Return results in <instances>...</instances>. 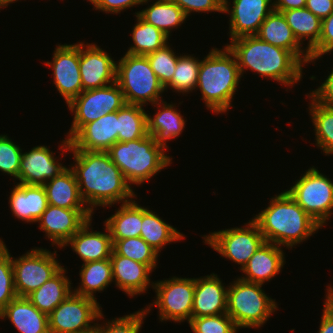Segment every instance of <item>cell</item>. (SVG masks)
Returning <instances> with one entry per match:
<instances>
[{
  "label": "cell",
  "mask_w": 333,
  "mask_h": 333,
  "mask_svg": "<svg viewBox=\"0 0 333 333\" xmlns=\"http://www.w3.org/2000/svg\"><path fill=\"white\" fill-rule=\"evenodd\" d=\"M333 51V12L326 18L322 19L321 35L317 45L309 52V63H315L323 55Z\"/></svg>",
  "instance_id": "f6af8a7d"
},
{
  "label": "cell",
  "mask_w": 333,
  "mask_h": 333,
  "mask_svg": "<svg viewBox=\"0 0 333 333\" xmlns=\"http://www.w3.org/2000/svg\"><path fill=\"white\" fill-rule=\"evenodd\" d=\"M125 103L123 92L116 82L82 91L67 105L74 117L66 138L70 140L85 124L118 111Z\"/></svg>",
  "instance_id": "8fae6325"
},
{
  "label": "cell",
  "mask_w": 333,
  "mask_h": 333,
  "mask_svg": "<svg viewBox=\"0 0 333 333\" xmlns=\"http://www.w3.org/2000/svg\"><path fill=\"white\" fill-rule=\"evenodd\" d=\"M244 224L242 227L214 231L203 236L204 244H208L223 258L240 265V270L265 242L258 225L252 219Z\"/></svg>",
  "instance_id": "4fadbf2b"
},
{
  "label": "cell",
  "mask_w": 333,
  "mask_h": 333,
  "mask_svg": "<svg viewBox=\"0 0 333 333\" xmlns=\"http://www.w3.org/2000/svg\"><path fill=\"white\" fill-rule=\"evenodd\" d=\"M107 153L131 187L148 182L172 163V157L149 134L131 141H117Z\"/></svg>",
  "instance_id": "5b68a950"
},
{
  "label": "cell",
  "mask_w": 333,
  "mask_h": 333,
  "mask_svg": "<svg viewBox=\"0 0 333 333\" xmlns=\"http://www.w3.org/2000/svg\"><path fill=\"white\" fill-rule=\"evenodd\" d=\"M147 315L142 308L132 314L105 321L106 323L103 322V325L97 322L95 331L97 333H140L143 320Z\"/></svg>",
  "instance_id": "b9f144b4"
},
{
  "label": "cell",
  "mask_w": 333,
  "mask_h": 333,
  "mask_svg": "<svg viewBox=\"0 0 333 333\" xmlns=\"http://www.w3.org/2000/svg\"><path fill=\"white\" fill-rule=\"evenodd\" d=\"M156 300L144 309L148 314L154 305L158 309L159 320L180 323L190 322L192 318L195 278L173 276L168 279L154 281Z\"/></svg>",
  "instance_id": "9c48e42d"
},
{
  "label": "cell",
  "mask_w": 333,
  "mask_h": 333,
  "mask_svg": "<svg viewBox=\"0 0 333 333\" xmlns=\"http://www.w3.org/2000/svg\"><path fill=\"white\" fill-rule=\"evenodd\" d=\"M0 238V312L17 296L14 285L12 256Z\"/></svg>",
  "instance_id": "ab89813d"
},
{
  "label": "cell",
  "mask_w": 333,
  "mask_h": 333,
  "mask_svg": "<svg viewBox=\"0 0 333 333\" xmlns=\"http://www.w3.org/2000/svg\"><path fill=\"white\" fill-rule=\"evenodd\" d=\"M22 149L16 145L7 135H0V171L13 176L16 180L19 177Z\"/></svg>",
  "instance_id": "ee69618b"
},
{
  "label": "cell",
  "mask_w": 333,
  "mask_h": 333,
  "mask_svg": "<svg viewBox=\"0 0 333 333\" xmlns=\"http://www.w3.org/2000/svg\"><path fill=\"white\" fill-rule=\"evenodd\" d=\"M79 70L83 91L116 82V61L95 43L79 41Z\"/></svg>",
  "instance_id": "9a60e30c"
},
{
  "label": "cell",
  "mask_w": 333,
  "mask_h": 333,
  "mask_svg": "<svg viewBox=\"0 0 333 333\" xmlns=\"http://www.w3.org/2000/svg\"><path fill=\"white\" fill-rule=\"evenodd\" d=\"M64 139L60 141L59 154L62 157L64 152L73 154L75 164L70 168L76 176L81 198L93 214L97 207H111L136 199L134 190L107 151L70 150V141Z\"/></svg>",
  "instance_id": "6da1fadb"
},
{
  "label": "cell",
  "mask_w": 333,
  "mask_h": 333,
  "mask_svg": "<svg viewBox=\"0 0 333 333\" xmlns=\"http://www.w3.org/2000/svg\"><path fill=\"white\" fill-rule=\"evenodd\" d=\"M305 7L322 20L333 12V0H306Z\"/></svg>",
  "instance_id": "681fc988"
},
{
  "label": "cell",
  "mask_w": 333,
  "mask_h": 333,
  "mask_svg": "<svg viewBox=\"0 0 333 333\" xmlns=\"http://www.w3.org/2000/svg\"><path fill=\"white\" fill-rule=\"evenodd\" d=\"M262 284L238 278L228 285L227 314L241 328H261L269 320L278 305L262 289Z\"/></svg>",
  "instance_id": "8992f818"
},
{
  "label": "cell",
  "mask_w": 333,
  "mask_h": 333,
  "mask_svg": "<svg viewBox=\"0 0 333 333\" xmlns=\"http://www.w3.org/2000/svg\"><path fill=\"white\" fill-rule=\"evenodd\" d=\"M116 83L127 104L143 106L165 100L164 86L150 67L146 56L125 53L116 61Z\"/></svg>",
  "instance_id": "52a82bcc"
},
{
  "label": "cell",
  "mask_w": 333,
  "mask_h": 333,
  "mask_svg": "<svg viewBox=\"0 0 333 333\" xmlns=\"http://www.w3.org/2000/svg\"><path fill=\"white\" fill-rule=\"evenodd\" d=\"M156 212L142 207V224L140 237L143 238L159 255L169 243L179 242L185 235L172 225L166 223Z\"/></svg>",
  "instance_id": "f546056e"
},
{
  "label": "cell",
  "mask_w": 333,
  "mask_h": 333,
  "mask_svg": "<svg viewBox=\"0 0 333 333\" xmlns=\"http://www.w3.org/2000/svg\"><path fill=\"white\" fill-rule=\"evenodd\" d=\"M116 212L104 221L108 227L111 240L140 237L142 224V206L132 200L120 204Z\"/></svg>",
  "instance_id": "4dcf8cb0"
},
{
  "label": "cell",
  "mask_w": 333,
  "mask_h": 333,
  "mask_svg": "<svg viewBox=\"0 0 333 333\" xmlns=\"http://www.w3.org/2000/svg\"><path fill=\"white\" fill-rule=\"evenodd\" d=\"M134 14L161 30L169 38L173 29H178L189 18L177 4L168 0H157Z\"/></svg>",
  "instance_id": "d6a6232c"
},
{
  "label": "cell",
  "mask_w": 333,
  "mask_h": 333,
  "mask_svg": "<svg viewBox=\"0 0 333 333\" xmlns=\"http://www.w3.org/2000/svg\"><path fill=\"white\" fill-rule=\"evenodd\" d=\"M241 78L236 57L229 48L213 47L201 60L195 89L199 88L207 110L224 114L233 108L231 102Z\"/></svg>",
  "instance_id": "277c9868"
},
{
  "label": "cell",
  "mask_w": 333,
  "mask_h": 333,
  "mask_svg": "<svg viewBox=\"0 0 333 333\" xmlns=\"http://www.w3.org/2000/svg\"><path fill=\"white\" fill-rule=\"evenodd\" d=\"M89 209H65L48 205L36 223L45 232L51 245L62 249L63 245L91 218Z\"/></svg>",
  "instance_id": "e0dca14e"
},
{
  "label": "cell",
  "mask_w": 333,
  "mask_h": 333,
  "mask_svg": "<svg viewBox=\"0 0 333 333\" xmlns=\"http://www.w3.org/2000/svg\"><path fill=\"white\" fill-rule=\"evenodd\" d=\"M148 113L143 106L125 103L117 111L118 142L140 139L148 135Z\"/></svg>",
  "instance_id": "e575fe53"
},
{
  "label": "cell",
  "mask_w": 333,
  "mask_h": 333,
  "mask_svg": "<svg viewBox=\"0 0 333 333\" xmlns=\"http://www.w3.org/2000/svg\"><path fill=\"white\" fill-rule=\"evenodd\" d=\"M200 66L201 59L190 54H180L174 74L171 81L164 87L165 90L170 88L174 90L173 92L182 93V95L193 92L197 85Z\"/></svg>",
  "instance_id": "74e56055"
},
{
  "label": "cell",
  "mask_w": 333,
  "mask_h": 333,
  "mask_svg": "<svg viewBox=\"0 0 333 333\" xmlns=\"http://www.w3.org/2000/svg\"><path fill=\"white\" fill-rule=\"evenodd\" d=\"M306 0H273L275 11L282 12L289 9H299L305 7Z\"/></svg>",
  "instance_id": "f907efd6"
},
{
  "label": "cell",
  "mask_w": 333,
  "mask_h": 333,
  "mask_svg": "<svg viewBox=\"0 0 333 333\" xmlns=\"http://www.w3.org/2000/svg\"><path fill=\"white\" fill-rule=\"evenodd\" d=\"M324 82L314 90H310V96L318 103L333 108V68Z\"/></svg>",
  "instance_id": "c3c4849f"
},
{
  "label": "cell",
  "mask_w": 333,
  "mask_h": 333,
  "mask_svg": "<svg viewBox=\"0 0 333 333\" xmlns=\"http://www.w3.org/2000/svg\"><path fill=\"white\" fill-rule=\"evenodd\" d=\"M225 0L223 13L229 15L230 41L256 35L266 17L274 10L273 0ZM231 7V8H230Z\"/></svg>",
  "instance_id": "2e32d148"
},
{
  "label": "cell",
  "mask_w": 333,
  "mask_h": 333,
  "mask_svg": "<svg viewBox=\"0 0 333 333\" xmlns=\"http://www.w3.org/2000/svg\"><path fill=\"white\" fill-rule=\"evenodd\" d=\"M319 331L317 333H333V313L323 306Z\"/></svg>",
  "instance_id": "816d5d0a"
},
{
  "label": "cell",
  "mask_w": 333,
  "mask_h": 333,
  "mask_svg": "<svg viewBox=\"0 0 333 333\" xmlns=\"http://www.w3.org/2000/svg\"><path fill=\"white\" fill-rule=\"evenodd\" d=\"M148 2L150 0H97L96 10L106 14H120L133 6L147 5Z\"/></svg>",
  "instance_id": "7dc6e473"
},
{
  "label": "cell",
  "mask_w": 333,
  "mask_h": 333,
  "mask_svg": "<svg viewBox=\"0 0 333 333\" xmlns=\"http://www.w3.org/2000/svg\"><path fill=\"white\" fill-rule=\"evenodd\" d=\"M177 4L188 17L193 12H218L223 14V0H168Z\"/></svg>",
  "instance_id": "bcb514c9"
},
{
  "label": "cell",
  "mask_w": 333,
  "mask_h": 333,
  "mask_svg": "<svg viewBox=\"0 0 333 333\" xmlns=\"http://www.w3.org/2000/svg\"><path fill=\"white\" fill-rule=\"evenodd\" d=\"M317 169L310 167L289 190H285L323 227L333 214V181Z\"/></svg>",
  "instance_id": "ba28073f"
},
{
  "label": "cell",
  "mask_w": 333,
  "mask_h": 333,
  "mask_svg": "<svg viewBox=\"0 0 333 333\" xmlns=\"http://www.w3.org/2000/svg\"><path fill=\"white\" fill-rule=\"evenodd\" d=\"M100 305L97 299L72 292L48 315L49 333H90L94 331L97 321L104 319Z\"/></svg>",
  "instance_id": "30bf717a"
},
{
  "label": "cell",
  "mask_w": 333,
  "mask_h": 333,
  "mask_svg": "<svg viewBox=\"0 0 333 333\" xmlns=\"http://www.w3.org/2000/svg\"><path fill=\"white\" fill-rule=\"evenodd\" d=\"M285 262L282 246L265 241L243 267L244 275L239 278L264 285L281 272Z\"/></svg>",
  "instance_id": "603a6c76"
},
{
  "label": "cell",
  "mask_w": 333,
  "mask_h": 333,
  "mask_svg": "<svg viewBox=\"0 0 333 333\" xmlns=\"http://www.w3.org/2000/svg\"><path fill=\"white\" fill-rule=\"evenodd\" d=\"M19 0H0V9L7 8L11 3L17 2Z\"/></svg>",
  "instance_id": "db71d44e"
},
{
  "label": "cell",
  "mask_w": 333,
  "mask_h": 333,
  "mask_svg": "<svg viewBox=\"0 0 333 333\" xmlns=\"http://www.w3.org/2000/svg\"><path fill=\"white\" fill-rule=\"evenodd\" d=\"M89 1V3H91V5H93L94 6V8L93 9H95L96 10V7H97V0H87V2Z\"/></svg>",
  "instance_id": "11a10c76"
},
{
  "label": "cell",
  "mask_w": 333,
  "mask_h": 333,
  "mask_svg": "<svg viewBox=\"0 0 333 333\" xmlns=\"http://www.w3.org/2000/svg\"><path fill=\"white\" fill-rule=\"evenodd\" d=\"M226 46L235 55L242 77L246 70H251L289 88L303 78L305 65L291 51L267 43L256 35L233 39Z\"/></svg>",
  "instance_id": "7a4b0ae2"
},
{
  "label": "cell",
  "mask_w": 333,
  "mask_h": 333,
  "mask_svg": "<svg viewBox=\"0 0 333 333\" xmlns=\"http://www.w3.org/2000/svg\"><path fill=\"white\" fill-rule=\"evenodd\" d=\"M79 275L81 281L73 293L96 299V292H104L113 283L110 258L83 263Z\"/></svg>",
  "instance_id": "1f68e13d"
},
{
  "label": "cell",
  "mask_w": 333,
  "mask_h": 333,
  "mask_svg": "<svg viewBox=\"0 0 333 333\" xmlns=\"http://www.w3.org/2000/svg\"><path fill=\"white\" fill-rule=\"evenodd\" d=\"M54 154L45 145H37L28 152H22L17 183L43 186L58 176L67 167Z\"/></svg>",
  "instance_id": "ac0fdd59"
},
{
  "label": "cell",
  "mask_w": 333,
  "mask_h": 333,
  "mask_svg": "<svg viewBox=\"0 0 333 333\" xmlns=\"http://www.w3.org/2000/svg\"><path fill=\"white\" fill-rule=\"evenodd\" d=\"M153 106H156L157 112L152 117L148 114V134L153 136L156 144L166 151L169 148L167 142L181 135L186 126V120L181 115V111L179 112L176 108L175 103L170 104L162 100Z\"/></svg>",
  "instance_id": "484cf974"
},
{
  "label": "cell",
  "mask_w": 333,
  "mask_h": 333,
  "mask_svg": "<svg viewBox=\"0 0 333 333\" xmlns=\"http://www.w3.org/2000/svg\"><path fill=\"white\" fill-rule=\"evenodd\" d=\"M110 260L114 285L129 297L147 293L150 285L153 288L154 282L150 278L153 271L146 264L117 255L113 250Z\"/></svg>",
  "instance_id": "44dd1931"
},
{
  "label": "cell",
  "mask_w": 333,
  "mask_h": 333,
  "mask_svg": "<svg viewBox=\"0 0 333 333\" xmlns=\"http://www.w3.org/2000/svg\"><path fill=\"white\" fill-rule=\"evenodd\" d=\"M193 333H237L238 328L227 314L191 318L188 323Z\"/></svg>",
  "instance_id": "7bdbcfd3"
},
{
  "label": "cell",
  "mask_w": 333,
  "mask_h": 333,
  "mask_svg": "<svg viewBox=\"0 0 333 333\" xmlns=\"http://www.w3.org/2000/svg\"><path fill=\"white\" fill-rule=\"evenodd\" d=\"M112 250L117 254L133 261L146 264L152 271L157 267L160 256L143 238L132 237L112 240Z\"/></svg>",
  "instance_id": "f35d334b"
},
{
  "label": "cell",
  "mask_w": 333,
  "mask_h": 333,
  "mask_svg": "<svg viewBox=\"0 0 333 333\" xmlns=\"http://www.w3.org/2000/svg\"><path fill=\"white\" fill-rule=\"evenodd\" d=\"M57 251L35 247L18 258L12 257L14 285L18 297H27L55 276L64 266Z\"/></svg>",
  "instance_id": "7c38bea8"
},
{
  "label": "cell",
  "mask_w": 333,
  "mask_h": 333,
  "mask_svg": "<svg viewBox=\"0 0 333 333\" xmlns=\"http://www.w3.org/2000/svg\"><path fill=\"white\" fill-rule=\"evenodd\" d=\"M45 64L51 67L53 84L68 105L83 91L79 70V43L57 44L52 60Z\"/></svg>",
  "instance_id": "5bb4252c"
},
{
  "label": "cell",
  "mask_w": 333,
  "mask_h": 333,
  "mask_svg": "<svg viewBox=\"0 0 333 333\" xmlns=\"http://www.w3.org/2000/svg\"><path fill=\"white\" fill-rule=\"evenodd\" d=\"M63 267L55 276L43 283L37 290L27 296V299L41 312L49 315L72 292V281L66 276Z\"/></svg>",
  "instance_id": "f1b7e54d"
},
{
  "label": "cell",
  "mask_w": 333,
  "mask_h": 333,
  "mask_svg": "<svg viewBox=\"0 0 333 333\" xmlns=\"http://www.w3.org/2000/svg\"><path fill=\"white\" fill-rule=\"evenodd\" d=\"M287 24L293 31L297 41L303 45L308 40L307 49L310 52L319 41L322 20L309 11L306 7L282 11Z\"/></svg>",
  "instance_id": "836d02e7"
},
{
  "label": "cell",
  "mask_w": 333,
  "mask_h": 333,
  "mask_svg": "<svg viewBox=\"0 0 333 333\" xmlns=\"http://www.w3.org/2000/svg\"><path fill=\"white\" fill-rule=\"evenodd\" d=\"M256 36L267 43L291 51L304 65L310 61L309 52L297 41L282 12L273 10L261 24Z\"/></svg>",
  "instance_id": "cb8c5ba5"
},
{
  "label": "cell",
  "mask_w": 333,
  "mask_h": 333,
  "mask_svg": "<svg viewBox=\"0 0 333 333\" xmlns=\"http://www.w3.org/2000/svg\"><path fill=\"white\" fill-rule=\"evenodd\" d=\"M309 115L314 126L315 145L323 151L324 155H333V108L316 102L309 93Z\"/></svg>",
  "instance_id": "d590c367"
},
{
  "label": "cell",
  "mask_w": 333,
  "mask_h": 333,
  "mask_svg": "<svg viewBox=\"0 0 333 333\" xmlns=\"http://www.w3.org/2000/svg\"><path fill=\"white\" fill-rule=\"evenodd\" d=\"M270 199L269 206L252 218L266 242L290 250L322 228L286 190Z\"/></svg>",
  "instance_id": "3957f363"
},
{
  "label": "cell",
  "mask_w": 333,
  "mask_h": 333,
  "mask_svg": "<svg viewBox=\"0 0 333 333\" xmlns=\"http://www.w3.org/2000/svg\"><path fill=\"white\" fill-rule=\"evenodd\" d=\"M19 333H49L48 315L35 307L27 297H16L0 312Z\"/></svg>",
  "instance_id": "4316f807"
},
{
  "label": "cell",
  "mask_w": 333,
  "mask_h": 333,
  "mask_svg": "<svg viewBox=\"0 0 333 333\" xmlns=\"http://www.w3.org/2000/svg\"><path fill=\"white\" fill-rule=\"evenodd\" d=\"M327 293L325 296L324 306L333 313V287L327 285Z\"/></svg>",
  "instance_id": "f5cc1de1"
},
{
  "label": "cell",
  "mask_w": 333,
  "mask_h": 333,
  "mask_svg": "<svg viewBox=\"0 0 333 333\" xmlns=\"http://www.w3.org/2000/svg\"><path fill=\"white\" fill-rule=\"evenodd\" d=\"M48 205L65 209H89L81 198L74 171L67 167L43 185Z\"/></svg>",
  "instance_id": "83f0119b"
},
{
  "label": "cell",
  "mask_w": 333,
  "mask_h": 333,
  "mask_svg": "<svg viewBox=\"0 0 333 333\" xmlns=\"http://www.w3.org/2000/svg\"><path fill=\"white\" fill-rule=\"evenodd\" d=\"M169 44L145 55L150 67L164 87L171 81L179 58V54L176 55Z\"/></svg>",
  "instance_id": "60d3db41"
},
{
  "label": "cell",
  "mask_w": 333,
  "mask_h": 333,
  "mask_svg": "<svg viewBox=\"0 0 333 333\" xmlns=\"http://www.w3.org/2000/svg\"><path fill=\"white\" fill-rule=\"evenodd\" d=\"M89 219L64 245L70 246L83 261H100L110 258L113 243L108 227L104 224L105 231H94ZM92 228V229H91Z\"/></svg>",
  "instance_id": "7402d4cb"
},
{
  "label": "cell",
  "mask_w": 333,
  "mask_h": 333,
  "mask_svg": "<svg viewBox=\"0 0 333 333\" xmlns=\"http://www.w3.org/2000/svg\"><path fill=\"white\" fill-rule=\"evenodd\" d=\"M9 207L14 217L27 223H35L48 206L42 185L15 184L9 196Z\"/></svg>",
  "instance_id": "d4e9b609"
},
{
  "label": "cell",
  "mask_w": 333,
  "mask_h": 333,
  "mask_svg": "<svg viewBox=\"0 0 333 333\" xmlns=\"http://www.w3.org/2000/svg\"><path fill=\"white\" fill-rule=\"evenodd\" d=\"M136 16V24L132 27L133 45L128 48L126 53L131 55H147L161 49L168 44L169 37L161 30Z\"/></svg>",
  "instance_id": "8d00e7d4"
},
{
  "label": "cell",
  "mask_w": 333,
  "mask_h": 333,
  "mask_svg": "<svg viewBox=\"0 0 333 333\" xmlns=\"http://www.w3.org/2000/svg\"><path fill=\"white\" fill-rule=\"evenodd\" d=\"M117 111L85 124L69 141L70 150L107 151L118 141Z\"/></svg>",
  "instance_id": "d6986e66"
},
{
  "label": "cell",
  "mask_w": 333,
  "mask_h": 333,
  "mask_svg": "<svg viewBox=\"0 0 333 333\" xmlns=\"http://www.w3.org/2000/svg\"><path fill=\"white\" fill-rule=\"evenodd\" d=\"M227 292L217 274L195 278L192 318L227 313Z\"/></svg>",
  "instance_id": "ffe728a7"
}]
</instances>
